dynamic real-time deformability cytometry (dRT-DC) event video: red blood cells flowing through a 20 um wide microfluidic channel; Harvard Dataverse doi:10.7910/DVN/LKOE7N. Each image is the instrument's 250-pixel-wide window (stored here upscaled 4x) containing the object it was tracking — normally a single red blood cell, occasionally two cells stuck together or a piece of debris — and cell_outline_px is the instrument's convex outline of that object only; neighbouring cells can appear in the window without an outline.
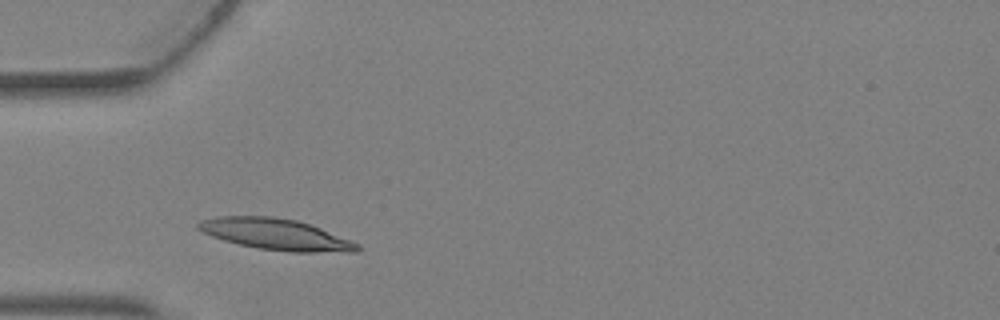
{"species": "Egyptian fruit bat (a non-hibernating species)", "species_latin": "Rousettus aegyptiacus", "temperature_condition": "warm", "stored_images_in_passage": 2, "camera_frame_rate_fps": 3000, "um_per_image_px": 0.085, "animal": {"sex": "female"}, "frame": {"image": 1, "passage_image": 2, "time_ms": 0.333, "image_size_px": [1000, 320], "cell_outline_px": [[360, 252], [288, 252], [256, 248], [224, 240], [212, 236], [196, 228], [196, 224], [200, 220], [216, 216], [272, 216], [296, 220], [320, 228], [360, 244]], "centroid_in_image_um": [23.44, 19.92], "position_along_channel_um": 61.6, "area_um2": 28.9}}